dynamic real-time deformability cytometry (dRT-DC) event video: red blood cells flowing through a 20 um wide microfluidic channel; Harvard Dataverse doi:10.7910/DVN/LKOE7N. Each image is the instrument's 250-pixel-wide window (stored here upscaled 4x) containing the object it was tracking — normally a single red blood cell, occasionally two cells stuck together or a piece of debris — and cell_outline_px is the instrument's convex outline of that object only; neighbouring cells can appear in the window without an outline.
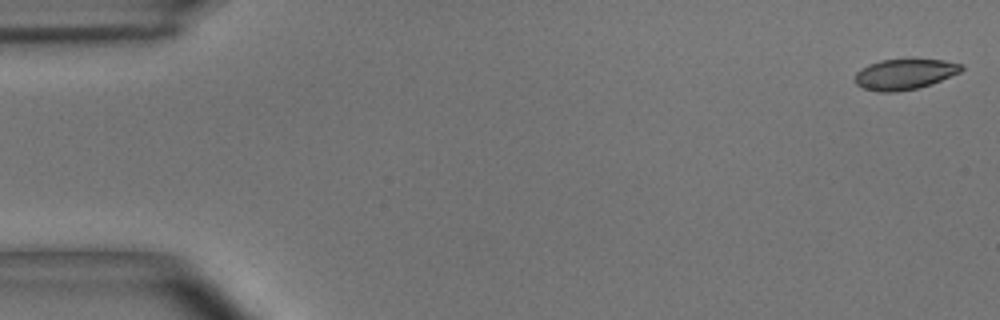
{"species": "common noctule bat (a hibernating species)", "species_latin": "Nyctalus noctula", "temperature_condition": "room temperature", "stored_images_in_passage": 54, "camera_frame_rate_fps": 3000, "um_per_image_px": 0.085, "animal": {"sex": "male", "body_mass_g": 15.6}, "frame": {"image": 1, "passage_image": 1, "time_ms": 0.0, "image_size_px": [1000, 320], "cell_outline_px": [[964, 68], [960, 72], [932, 84], [916, 88], [896, 92], [876, 92], [864, 88], [856, 84], [852, 80], [856, 72], [860, 68], [868, 64], [880, 60], [944, 60], [964, 64]], "centroid_in_image_um": [76.85, 6.31], "position_along_channel_um": 8.1, "area_um2": 19.07}}
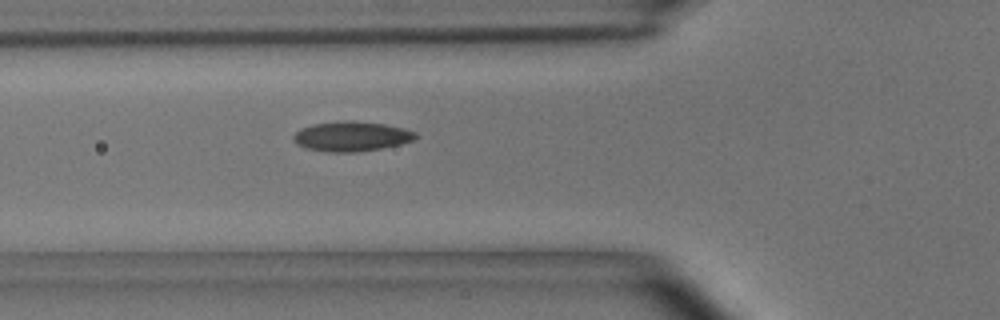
{"frame": {"image": 2, "passage_image": 19, "time_ms": 6.0, "image_size_px": [1000, 320], "cell_outline_px": [[416, 136], [412, 140], [400, 144], [380, 148], [356, 152], [328, 152], [304, 148], [296, 144], [292, 140], [292, 136], [300, 128], [312, 124], [348, 120], [352, 120], [384, 124], [404, 128], [416, 132]], "centroid_in_image_um": [29.81, 11.59], "position_along_channel_um": 96.0, "area_um2": 21.27}}
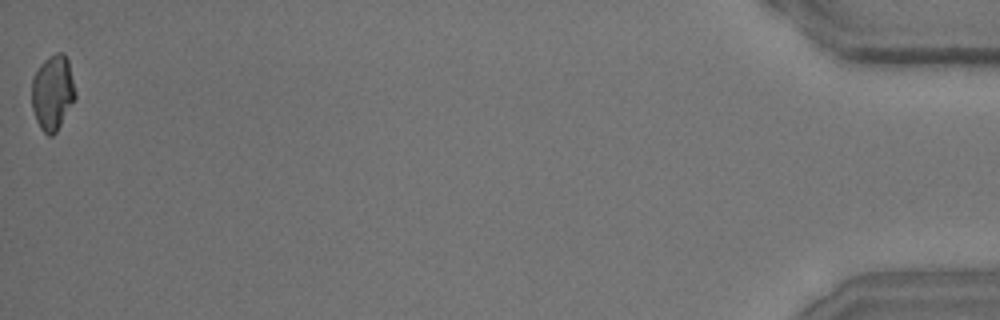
{"frame": {"image": 3, "passage_image": 54, "time_ms": 17.667, "image_size_px": [1000, 320], "cell_outline_px": [[76, 96], [56, 132], [52, 136], [48, 136], [40, 128], [36, 120], [32, 108], [32, 80], [40, 64], [48, 56], [56, 52], [64, 52], [68, 60], [76, 92]], "centroid_in_image_um": [4.47, 7.85], "position_along_channel_um": 430.7, "area_um2": 19.02}, "authors_computed_cell_mechanics": {"area_um2": 19.9121, "velocity_mm_per_s": 3.6633, "shape_relaxation_time_tau1_ms": 3.2488, "shape_relaxation_time_tau2_ms": 1.0527, "deformation_change_tau1": 0.1143, "deformation_change_tau2": 0.0437}}